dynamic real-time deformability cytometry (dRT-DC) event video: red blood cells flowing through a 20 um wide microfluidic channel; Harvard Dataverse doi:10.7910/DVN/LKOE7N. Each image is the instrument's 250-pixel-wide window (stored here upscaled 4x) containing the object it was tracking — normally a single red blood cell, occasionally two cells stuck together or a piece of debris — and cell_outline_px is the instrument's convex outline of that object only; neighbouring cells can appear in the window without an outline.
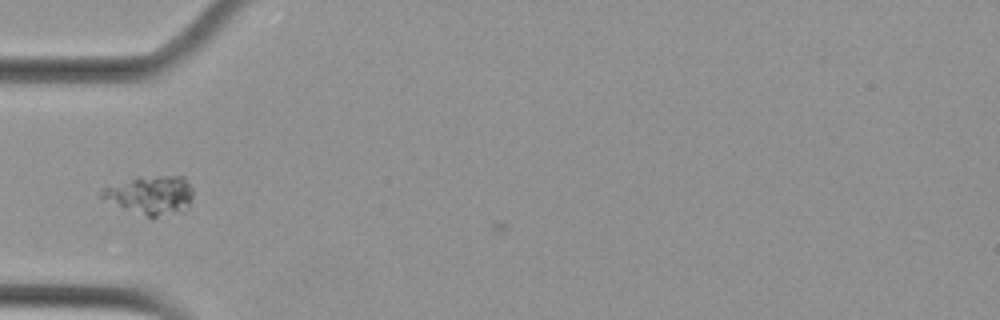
{"species": "Egyptian fruit bat (a non-hibernating species)", "species_latin": "Rousettus aegyptiacus", "temperature_condition": "cold", "stored_images_in_passage": 6, "camera_frame_rate_fps": 3000, "um_per_image_px": 0.085, "animal": {"sex": "female"}, "frame": {"image": 1, "passage_image": 5, "time_ms": 1.333, "image_size_px": [1000, 320], "cell_outline_px": [[192, 196], [188, 208], [184, 212], [152, 220], [100, 200], [96, 196], [100, 188], [140, 176], [184, 176], [192, 188]], "centroid_in_image_um": [12.73, 16.64], "position_along_channel_um": 72.3, "area_um2": 21.85}}